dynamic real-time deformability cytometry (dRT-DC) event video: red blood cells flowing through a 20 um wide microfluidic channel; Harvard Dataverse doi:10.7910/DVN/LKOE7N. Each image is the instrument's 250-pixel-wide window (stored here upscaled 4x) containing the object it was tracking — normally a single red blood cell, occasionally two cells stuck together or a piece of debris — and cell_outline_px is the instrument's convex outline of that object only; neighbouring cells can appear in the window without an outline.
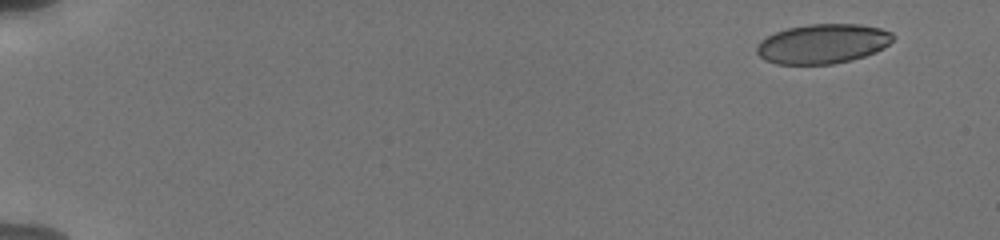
{"species": "human", "species_latin": "Homo sapiens", "temperature_condition": "cold", "stored_images_in_passage": 22, "camera_frame_rate_fps": 3000, "um_per_image_px": 0.085, "donor": {"sex": "male"}, "frame": {"image": 1, "passage_image": 2, "time_ms": 1.0, "image_size_px": [1000, 240], "cell_outline_px": [[896, 36], [884, 48], [876, 52], [852, 60], [832, 64], [776, 64], [764, 60], [756, 52], [756, 44], [760, 40], [776, 32], [788, 28], [808, 24], [860, 24], [880, 28], [892, 32]], "centroid_in_image_um": [69.93, 3.72], "position_along_channel_um": 15.1, "area_um2": 31.62}}
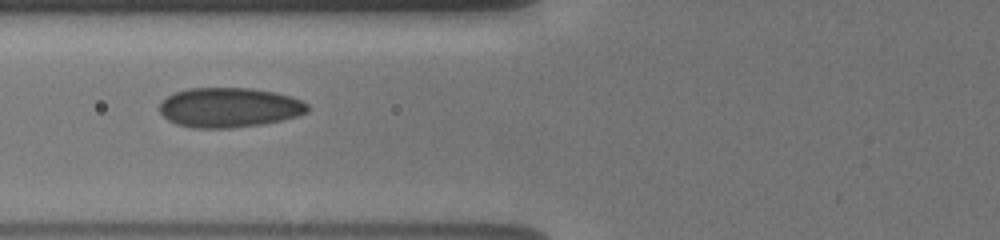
{"frame": {"image": 2, "passage_image": 14, "time_ms": 7.667, "image_size_px": [1000, 240], "cell_outline_px": [[308, 112], [296, 116], [264, 124], [232, 128], [192, 128], [176, 124], [168, 120], [160, 112], [160, 104], [168, 96], [176, 92], [188, 88], [252, 88], [276, 92], [292, 96], [304, 100], [308, 104]], "centroid_in_image_um": [19.52, 9.14], "position_along_channel_um": 106.3, "area_um2": 34.45}}
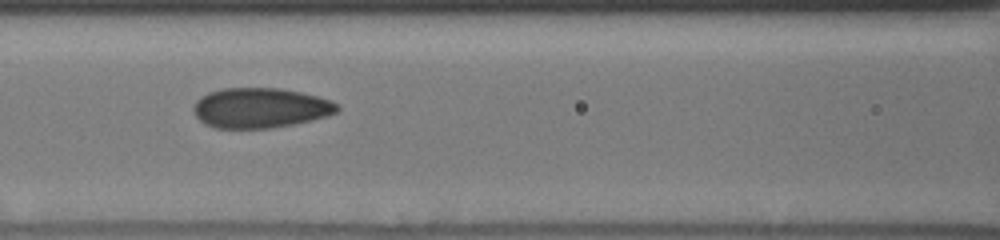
{"frame": {"image": 3, "passage_image": 17, "time_ms": 8.667, "image_size_px": [1000, 240], "cell_outline_px": [[340, 108], [336, 112], [328, 116], [296, 124], [268, 128], [216, 128], [204, 124], [196, 116], [192, 108], [196, 100], [200, 96], [208, 92], [224, 88], [280, 88], [300, 92], [332, 100], [340, 104]], "centroid_in_image_um": [22.13, 9.17], "position_along_channel_um": 144.5, "area_um2": 33.81}}